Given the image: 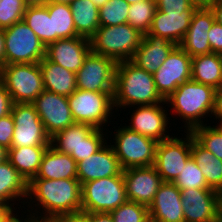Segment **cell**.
I'll return each mask as SVG.
<instances>
[{
	"mask_svg": "<svg viewBox=\"0 0 222 222\" xmlns=\"http://www.w3.org/2000/svg\"><path fill=\"white\" fill-rule=\"evenodd\" d=\"M173 183L180 189H211L205 180L201 169L194 161L192 156L187 160L181 173L175 178Z\"/></svg>",
	"mask_w": 222,
	"mask_h": 222,
	"instance_id": "cell-37",
	"label": "cell"
},
{
	"mask_svg": "<svg viewBox=\"0 0 222 222\" xmlns=\"http://www.w3.org/2000/svg\"><path fill=\"white\" fill-rule=\"evenodd\" d=\"M185 222H214L222 214V194L214 189H182Z\"/></svg>",
	"mask_w": 222,
	"mask_h": 222,
	"instance_id": "cell-14",
	"label": "cell"
},
{
	"mask_svg": "<svg viewBox=\"0 0 222 222\" xmlns=\"http://www.w3.org/2000/svg\"><path fill=\"white\" fill-rule=\"evenodd\" d=\"M114 131L111 144L123 170L155 164L157 141L121 126Z\"/></svg>",
	"mask_w": 222,
	"mask_h": 222,
	"instance_id": "cell-8",
	"label": "cell"
},
{
	"mask_svg": "<svg viewBox=\"0 0 222 222\" xmlns=\"http://www.w3.org/2000/svg\"><path fill=\"white\" fill-rule=\"evenodd\" d=\"M206 125L195 127L190 132L202 147L222 160V132L215 125Z\"/></svg>",
	"mask_w": 222,
	"mask_h": 222,
	"instance_id": "cell-35",
	"label": "cell"
},
{
	"mask_svg": "<svg viewBox=\"0 0 222 222\" xmlns=\"http://www.w3.org/2000/svg\"><path fill=\"white\" fill-rule=\"evenodd\" d=\"M217 124H216V127L222 132V121H218Z\"/></svg>",
	"mask_w": 222,
	"mask_h": 222,
	"instance_id": "cell-57",
	"label": "cell"
},
{
	"mask_svg": "<svg viewBox=\"0 0 222 222\" xmlns=\"http://www.w3.org/2000/svg\"><path fill=\"white\" fill-rule=\"evenodd\" d=\"M26 8L23 0H1L0 28L6 29L22 21Z\"/></svg>",
	"mask_w": 222,
	"mask_h": 222,
	"instance_id": "cell-39",
	"label": "cell"
},
{
	"mask_svg": "<svg viewBox=\"0 0 222 222\" xmlns=\"http://www.w3.org/2000/svg\"><path fill=\"white\" fill-rule=\"evenodd\" d=\"M176 46L166 38L145 34L130 61L146 72L154 74Z\"/></svg>",
	"mask_w": 222,
	"mask_h": 222,
	"instance_id": "cell-22",
	"label": "cell"
},
{
	"mask_svg": "<svg viewBox=\"0 0 222 222\" xmlns=\"http://www.w3.org/2000/svg\"><path fill=\"white\" fill-rule=\"evenodd\" d=\"M114 222H150L148 207L134 201H126L110 212Z\"/></svg>",
	"mask_w": 222,
	"mask_h": 222,
	"instance_id": "cell-38",
	"label": "cell"
},
{
	"mask_svg": "<svg viewBox=\"0 0 222 222\" xmlns=\"http://www.w3.org/2000/svg\"><path fill=\"white\" fill-rule=\"evenodd\" d=\"M195 11L186 10L179 15L174 13L166 14L156 10L147 34L163 37L176 45H180L189 29Z\"/></svg>",
	"mask_w": 222,
	"mask_h": 222,
	"instance_id": "cell-23",
	"label": "cell"
},
{
	"mask_svg": "<svg viewBox=\"0 0 222 222\" xmlns=\"http://www.w3.org/2000/svg\"><path fill=\"white\" fill-rule=\"evenodd\" d=\"M116 65L113 58L90 51L76 73L77 89L114 93Z\"/></svg>",
	"mask_w": 222,
	"mask_h": 222,
	"instance_id": "cell-10",
	"label": "cell"
},
{
	"mask_svg": "<svg viewBox=\"0 0 222 222\" xmlns=\"http://www.w3.org/2000/svg\"><path fill=\"white\" fill-rule=\"evenodd\" d=\"M114 107L153 105L165 100L160 96L152 73L136 66L130 60L117 62L115 72Z\"/></svg>",
	"mask_w": 222,
	"mask_h": 222,
	"instance_id": "cell-2",
	"label": "cell"
},
{
	"mask_svg": "<svg viewBox=\"0 0 222 222\" xmlns=\"http://www.w3.org/2000/svg\"><path fill=\"white\" fill-rule=\"evenodd\" d=\"M123 168L115 152L107 143L95 154L77 163V179L80 184L116 175H122Z\"/></svg>",
	"mask_w": 222,
	"mask_h": 222,
	"instance_id": "cell-19",
	"label": "cell"
},
{
	"mask_svg": "<svg viewBox=\"0 0 222 222\" xmlns=\"http://www.w3.org/2000/svg\"><path fill=\"white\" fill-rule=\"evenodd\" d=\"M130 4L125 0H108L99 8L100 26H117L127 23Z\"/></svg>",
	"mask_w": 222,
	"mask_h": 222,
	"instance_id": "cell-36",
	"label": "cell"
},
{
	"mask_svg": "<svg viewBox=\"0 0 222 222\" xmlns=\"http://www.w3.org/2000/svg\"><path fill=\"white\" fill-rule=\"evenodd\" d=\"M27 7L44 6L47 0H23Z\"/></svg>",
	"mask_w": 222,
	"mask_h": 222,
	"instance_id": "cell-52",
	"label": "cell"
},
{
	"mask_svg": "<svg viewBox=\"0 0 222 222\" xmlns=\"http://www.w3.org/2000/svg\"><path fill=\"white\" fill-rule=\"evenodd\" d=\"M23 22L37 35L45 47L53 43L52 18L45 6L27 7Z\"/></svg>",
	"mask_w": 222,
	"mask_h": 222,
	"instance_id": "cell-33",
	"label": "cell"
},
{
	"mask_svg": "<svg viewBox=\"0 0 222 222\" xmlns=\"http://www.w3.org/2000/svg\"><path fill=\"white\" fill-rule=\"evenodd\" d=\"M0 79L13 103H32L45 90L39 63L3 65Z\"/></svg>",
	"mask_w": 222,
	"mask_h": 222,
	"instance_id": "cell-7",
	"label": "cell"
},
{
	"mask_svg": "<svg viewBox=\"0 0 222 222\" xmlns=\"http://www.w3.org/2000/svg\"><path fill=\"white\" fill-rule=\"evenodd\" d=\"M85 213H110L127 201L123 174L92 180L81 185Z\"/></svg>",
	"mask_w": 222,
	"mask_h": 222,
	"instance_id": "cell-5",
	"label": "cell"
},
{
	"mask_svg": "<svg viewBox=\"0 0 222 222\" xmlns=\"http://www.w3.org/2000/svg\"><path fill=\"white\" fill-rule=\"evenodd\" d=\"M90 51V39L77 36L54 41L46 47L45 57L53 63L77 73Z\"/></svg>",
	"mask_w": 222,
	"mask_h": 222,
	"instance_id": "cell-18",
	"label": "cell"
},
{
	"mask_svg": "<svg viewBox=\"0 0 222 222\" xmlns=\"http://www.w3.org/2000/svg\"><path fill=\"white\" fill-rule=\"evenodd\" d=\"M9 149L0 145V163L8 160Z\"/></svg>",
	"mask_w": 222,
	"mask_h": 222,
	"instance_id": "cell-53",
	"label": "cell"
},
{
	"mask_svg": "<svg viewBox=\"0 0 222 222\" xmlns=\"http://www.w3.org/2000/svg\"><path fill=\"white\" fill-rule=\"evenodd\" d=\"M150 222H185L181 190L173 182H163L148 207Z\"/></svg>",
	"mask_w": 222,
	"mask_h": 222,
	"instance_id": "cell-20",
	"label": "cell"
},
{
	"mask_svg": "<svg viewBox=\"0 0 222 222\" xmlns=\"http://www.w3.org/2000/svg\"><path fill=\"white\" fill-rule=\"evenodd\" d=\"M33 199L35 202L32 201ZM25 200H27L25 203H28V206H32L33 203L37 202V204L33 205L43 209L41 213L37 209L35 211L34 206H32L31 211L34 210L33 215L30 213V210H27L30 215H26V220L49 221L58 215L81 212V184L77 178H32L28 182V196ZM38 212L40 216H38Z\"/></svg>",
	"mask_w": 222,
	"mask_h": 222,
	"instance_id": "cell-1",
	"label": "cell"
},
{
	"mask_svg": "<svg viewBox=\"0 0 222 222\" xmlns=\"http://www.w3.org/2000/svg\"><path fill=\"white\" fill-rule=\"evenodd\" d=\"M184 132L186 138L171 135L157 143L154 166L163 182H173L191 157V132Z\"/></svg>",
	"mask_w": 222,
	"mask_h": 222,
	"instance_id": "cell-12",
	"label": "cell"
},
{
	"mask_svg": "<svg viewBox=\"0 0 222 222\" xmlns=\"http://www.w3.org/2000/svg\"><path fill=\"white\" fill-rule=\"evenodd\" d=\"M21 218H22V217L18 218L15 222H23V221H24V222H27L26 219L23 220V219H21Z\"/></svg>",
	"mask_w": 222,
	"mask_h": 222,
	"instance_id": "cell-59",
	"label": "cell"
},
{
	"mask_svg": "<svg viewBox=\"0 0 222 222\" xmlns=\"http://www.w3.org/2000/svg\"><path fill=\"white\" fill-rule=\"evenodd\" d=\"M88 222H114L110 213H88Z\"/></svg>",
	"mask_w": 222,
	"mask_h": 222,
	"instance_id": "cell-48",
	"label": "cell"
},
{
	"mask_svg": "<svg viewBox=\"0 0 222 222\" xmlns=\"http://www.w3.org/2000/svg\"><path fill=\"white\" fill-rule=\"evenodd\" d=\"M32 104L50 138L74 123L66 96L44 90Z\"/></svg>",
	"mask_w": 222,
	"mask_h": 222,
	"instance_id": "cell-15",
	"label": "cell"
},
{
	"mask_svg": "<svg viewBox=\"0 0 222 222\" xmlns=\"http://www.w3.org/2000/svg\"><path fill=\"white\" fill-rule=\"evenodd\" d=\"M212 115H214L216 120L222 121V87L215 90Z\"/></svg>",
	"mask_w": 222,
	"mask_h": 222,
	"instance_id": "cell-47",
	"label": "cell"
},
{
	"mask_svg": "<svg viewBox=\"0 0 222 222\" xmlns=\"http://www.w3.org/2000/svg\"><path fill=\"white\" fill-rule=\"evenodd\" d=\"M214 222H222V214Z\"/></svg>",
	"mask_w": 222,
	"mask_h": 222,
	"instance_id": "cell-58",
	"label": "cell"
},
{
	"mask_svg": "<svg viewBox=\"0 0 222 222\" xmlns=\"http://www.w3.org/2000/svg\"><path fill=\"white\" fill-rule=\"evenodd\" d=\"M197 9L210 8L218 0H189Z\"/></svg>",
	"mask_w": 222,
	"mask_h": 222,
	"instance_id": "cell-51",
	"label": "cell"
},
{
	"mask_svg": "<svg viewBox=\"0 0 222 222\" xmlns=\"http://www.w3.org/2000/svg\"><path fill=\"white\" fill-rule=\"evenodd\" d=\"M49 146H28L9 148L8 160L29 182L36 176L42 157Z\"/></svg>",
	"mask_w": 222,
	"mask_h": 222,
	"instance_id": "cell-29",
	"label": "cell"
},
{
	"mask_svg": "<svg viewBox=\"0 0 222 222\" xmlns=\"http://www.w3.org/2000/svg\"><path fill=\"white\" fill-rule=\"evenodd\" d=\"M3 65H6L5 33L4 29L0 28V67Z\"/></svg>",
	"mask_w": 222,
	"mask_h": 222,
	"instance_id": "cell-49",
	"label": "cell"
},
{
	"mask_svg": "<svg viewBox=\"0 0 222 222\" xmlns=\"http://www.w3.org/2000/svg\"><path fill=\"white\" fill-rule=\"evenodd\" d=\"M123 177L127 200L147 207L150 206L163 183L154 165L125 169L123 170Z\"/></svg>",
	"mask_w": 222,
	"mask_h": 222,
	"instance_id": "cell-16",
	"label": "cell"
},
{
	"mask_svg": "<svg viewBox=\"0 0 222 222\" xmlns=\"http://www.w3.org/2000/svg\"><path fill=\"white\" fill-rule=\"evenodd\" d=\"M11 115L15 124L11 147L50 146V137L32 103H14Z\"/></svg>",
	"mask_w": 222,
	"mask_h": 222,
	"instance_id": "cell-11",
	"label": "cell"
},
{
	"mask_svg": "<svg viewBox=\"0 0 222 222\" xmlns=\"http://www.w3.org/2000/svg\"><path fill=\"white\" fill-rule=\"evenodd\" d=\"M215 90L212 86L190 79L179 85L165 100L168 104L166 106H171L169 110L172 109L174 115L182 117L184 127L187 131H191L195 127L204 125L205 116L212 117Z\"/></svg>",
	"mask_w": 222,
	"mask_h": 222,
	"instance_id": "cell-3",
	"label": "cell"
},
{
	"mask_svg": "<svg viewBox=\"0 0 222 222\" xmlns=\"http://www.w3.org/2000/svg\"><path fill=\"white\" fill-rule=\"evenodd\" d=\"M113 94L76 89L67 97L74 122L104 129L103 126L113 117Z\"/></svg>",
	"mask_w": 222,
	"mask_h": 222,
	"instance_id": "cell-6",
	"label": "cell"
},
{
	"mask_svg": "<svg viewBox=\"0 0 222 222\" xmlns=\"http://www.w3.org/2000/svg\"><path fill=\"white\" fill-rule=\"evenodd\" d=\"M125 1L131 5V4L138 3V2H140L142 0H125Z\"/></svg>",
	"mask_w": 222,
	"mask_h": 222,
	"instance_id": "cell-56",
	"label": "cell"
},
{
	"mask_svg": "<svg viewBox=\"0 0 222 222\" xmlns=\"http://www.w3.org/2000/svg\"><path fill=\"white\" fill-rule=\"evenodd\" d=\"M191 79L214 89L222 87V62L219 53L192 57Z\"/></svg>",
	"mask_w": 222,
	"mask_h": 222,
	"instance_id": "cell-27",
	"label": "cell"
},
{
	"mask_svg": "<svg viewBox=\"0 0 222 222\" xmlns=\"http://www.w3.org/2000/svg\"><path fill=\"white\" fill-rule=\"evenodd\" d=\"M49 222H88V213L77 212L53 217Z\"/></svg>",
	"mask_w": 222,
	"mask_h": 222,
	"instance_id": "cell-46",
	"label": "cell"
},
{
	"mask_svg": "<svg viewBox=\"0 0 222 222\" xmlns=\"http://www.w3.org/2000/svg\"><path fill=\"white\" fill-rule=\"evenodd\" d=\"M219 56H220V59H221V62H222V51L219 53Z\"/></svg>",
	"mask_w": 222,
	"mask_h": 222,
	"instance_id": "cell-61",
	"label": "cell"
},
{
	"mask_svg": "<svg viewBox=\"0 0 222 222\" xmlns=\"http://www.w3.org/2000/svg\"><path fill=\"white\" fill-rule=\"evenodd\" d=\"M27 222H49V221H33V220H27Z\"/></svg>",
	"mask_w": 222,
	"mask_h": 222,
	"instance_id": "cell-60",
	"label": "cell"
},
{
	"mask_svg": "<svg viewBox=\"0 0 222 222\" xmlns=\"http://www.w3.org/2000/svg\"><path fill=\"white\" fill-rule=\"evenodd\" d=\"M143 34L128 23L100 26L90 38L91 51L116 62L128 61L139 47Z\"/></svg>",
	"mask_w": 222,
	"mask_h": 222,
	"instance_id": "cell-4",
	"label": "cell"
},
{
	"mask_svg": "<svg viewBox=\"0 0 222 222\" xmlns=\"http://www.w3.org/2000/svg\"><path fill=\"white\" fill-rule=\"evenodd\" d=\"M191 156L201 169L207 185L222 194V160L202 147L192 134Z\"/></svg>",
	"mask_w": 222,
	"mask_h": 222,
	"instance_id": "cell-26",
	"label": "cell"
},
{
	"mask_svg": "<svg viewBox=\"0 0 222 222\" xmlns=\"http://www.w3.org/2000/svg\"><path fill=\"white\" fill-rule=\"evenodd\" d=\"M74 0H47V3L70 4Z\"/></svg>",
	"mask_w": 222,
	"mask_h": 222,
	"instance_id": "cell-54",
	"label": "cell"
},
{
	"mask_svg": "<svg viewBox=\"0 0 222 222\" xmlns=\"http://www.w3.org/2000/svg\"><path fill=\"white\" fill-rule=\"evenodd\" d=\"M39 66L45 90L68 97L77 89L76 73L53 63L46 57L39 62Z\"/></svg>",
	"mask_w": 222,
	"mask_h": 222,
	"instance_id": "cell-25",
	"label": "cell"
},
{
	"mask_svg": "<svg viewBox=\"0 0 222 222\" xmlns=\"http://www.w3.org/2000/svg\"><path fill=\"white\" fill-rule=\"evenodd\" d=\"M208 38L212 53H220L222 51V25L214 21Z\"/></svg>",
	"mask_w": 222,
	"mask_h": 222,
	"instance_id": "cell-43",
	"label": "cell"
},
{
	"mask_svg": "<svg viewBox=\"0 0 222 222\" xmlns=\"http://www.w3.org/2000/svg\"><path fill=\"white\" fill-rule=\"evenodd\" d=\"M98 8L108 2V0H91Z\"/></svg>",
	"mask_w": 222,
	"mask_h": 222,
	"instance_id": "cell-55",
	"label": "cell"
},
{
	"mask_svg": "<svg viewBox=\"0 0 222 222\" xmlns=\"http://www.w3.org/2000/svg\"><path fill=\"white\" fill-rule=\"evenodd\" d=\"M158 11L166 14L174 13L181 15L186 10H196L189 0H155Z\"/></svg>",
	"mask_w": 222,
	"mask_h": 222,
	"instance_id": "cell-41",
	"label": "cell"
},
{
	"mask_svg": "<svg viewBox=\"0 0 222 222\" xmlns=\"http://www.w3.org/2000/svg\"><path fill=\"white\" fill-rule=\"evenodd\" d=\"M53 25V42L59 39L79 36L73 21L70 4L46 3Z\"/></svg>",
	"mask_w": 222,
	"mask_h": 222,
	"instance_id": "cell-32",
	"label": "cell"
},
{
	"mask_svg": "<svg viewBox=\"0 0 222 222\" xmlns=\"http://www.w3.org/2000/svg\"><path fill=\"white\" fill-rule=\"evenodd\" d=\"M103 131V129L95 128L86 138L83 139L79 146V156H71L75 159L76 163L95 154L101 147L108 143L107 140L109 138L106 136L107 133L105 134ZM104 135L107 138H105Z\"/></svg>",
	"mask_w": 222,
	"mask_h": 222,
	"instance_id": "cell-40",
	"label": "cell"
},
{
	"mask_svg": "<svg viewBox=\"0 0 222 222\" xmlns=\"http://www.w3.org/2000/svg\"><path fill=\"white\" fill-rule=\"evenodd\" d=\"M14 119L11 114L0 118V145L11 148L14 131Z\"/></svg>",
	"mask_w": 222,
	"mask_h": 222,
	"instance_id": "cell-42",
	"label": "cell"
},
{
	"mask_svg": "<svg viewBox=\"0 0 222 222\" xmlns=\"http://www.w3.org/2000/svg\"><path fill=\"white\" fill-rule=\"evenodd\" d=\"M192 57L177 45L153 74L155 87L166 100L176 88L191 79Z\"/></svg>",
	"mask_w": 222,
	"mask_h": 222,
	"instance_id": "cell-13",
	"label": "cell"
},
{
	"mask_svg": "<svg viewBox=\"0 0 222 222\" xmlns=\"http://www.w3.org/2000/svg\"><path fill=\"white\" fill-rule=\"evenodd\" d=\"M95 128L88 124L74 122L66 129L50 138V145L59 152L70 156H79V146Z\"/></svg>",
	"mask_w": 222,
	"mask_h": 222,
	"instance_id": "cell-31",
	"label": "cell"
},
{
	"mask_svg": "<svg viewBox=\"0 0 222 222\" xmlns=\"http://www.w3.org/2000/svg\"><path fill=\"white\" fill-rule=\"evenodd\" d=\"M33 178H77V163L73 157L57 151L50 145L42 157V161L36 176Z\"/></svg>",
	"mask_w": 222,
	"mask_h": 222,
	"instance_id": "cell-24",
	"label": "cell"
},
{
	"mask_svg": "<svg viewBox=\"0 0 222 222\" xmlns=\"http://www.w3.org/2000/svg\"><path fill=\"white\" fill-rule=\"evenodd\" d=\"M156 10L155 0H142L131 4L128 10L127 23L145 35L151 27Z\"/></svg>",
	"mask_w": 222,
	"mask_h": 222,
	"instance_id": "cell-34",
	"label": "cell"
},
{
	"mask_svg": "<svg viewBox=\"0 0 222 222\" xmlns=\"http://www.w3.org/2000/svg\"><path fill=\"white\" fill-rule=\"evenodd\" d=\"M6 65L39 63L46 47L23 20L4 29Z\"/></svg>",
	"mask_w": 222,
	"mask_h": 222,
	"instance_id": "cell-9",
	"label": "cell"
},
{
	"mask_svg": "<svg viewBox=\"0 0 222 222\" xmlns=\"http://www.w3.org/2000/svg\"><path fill=\"white\" fill-rule=\"evenodd\" d=\"M13 104L14 103L9 92L0 79V118L11 114Z\"/></svg>",
	"mask_w": 222,
	"mask_h": 222,
	"instance_id": "cell-44",
	"label": "cell"
},
{
	"mask_svg": "<svg viewBox=\"0 0 222 222\" xmlns=\"http://www.w3.org/2000/svg\"><path fill=\"white\" fill-rule=\"evenodd\" d=\"M13 205L14 203L0 201V222H15L19 218L17 213L15 214L16 211L14 210L16 209Z\"/></svg>",
	"mask_w": 222,
	"mask_h": 222,
	"instance_id": "cell-45",
	"label": "cell"
},
{
	"mask_svg": "<svg viewBox=\"0 0 222 222\" xmlns=\"http://www.w3.org/2000/svg\"><path fill=\"white\" fill-rule=\"evenodd\" d=\"M28 196V182L17 169L6 160L0 163V201L16 202Z\"/></svg>",
	"mask_w": 222,
	"mask_h": 222,
	"instance_id": "cell-28",
	"label": "cell"
},
{
	"mask_svg": "<svg viewBox=\"0 0 222 222\" xmlns=\"http://www.w3.org/2000/svg\"><path fill=\"white\" fill-rule=\"evenodd\" d=\"M70 9L76 33L90 39L100 27L99 8L91 0H74Z\"/></svg>",
	"mask_w": 222,
	"mask_h": 222,
	"instance_id": "cell-30",
	"label": "cell"
},
{
	"mask_svg": "<svg viewBox=\"0 0 222 222\" xmlns=\"http://www.w3.org/2000/svg\"><path fill=\"white\" fill-rule=\"evenodd\" d=\"M210 9L213 12L215 21L222 25V2L218 0Z\"/></svg>",
	"mask_w": 222,
	"mask_h": 222,
	"instance_id": "cell-50",
	"label": "cell"
},
{
	"mask_svg": "<svg viewBox=\"0 0 222 222\" xmlns=\"http://www.w3.org/2000/svg\"><path fill=\"white\" fill-rule=\"evenodd\" d=\"M214 21L210 8L196 9L189 29L179 46L191 57L212 53L208 33Z\"/></svg>",
	"mask_w": 222,
	"mask_h": 222,
	"instance_id": "cell-21",
	"label": "cell"
},
{
	"mask_svg": "<svg viewBox=\"0 0 222 222\" xmlns=\"http://www.w3.org/2000/svg\"><path fill=\"white\" fill-rule=\"evenodd\" d=\"M164 104H166V101L162 102V104L138 105V107H134L137 109L133 110L130 119L131 123L125 127L157 142L170 138L171 136L167 132V124L170 122L168 121L170 118L168 117L167 110L162 106Z\"/></svg>",
	"mask_w": 222,
	"mask_h": 222,
	"instance_id": "cell-17",
	"label": "cell"
}]
</instances>
